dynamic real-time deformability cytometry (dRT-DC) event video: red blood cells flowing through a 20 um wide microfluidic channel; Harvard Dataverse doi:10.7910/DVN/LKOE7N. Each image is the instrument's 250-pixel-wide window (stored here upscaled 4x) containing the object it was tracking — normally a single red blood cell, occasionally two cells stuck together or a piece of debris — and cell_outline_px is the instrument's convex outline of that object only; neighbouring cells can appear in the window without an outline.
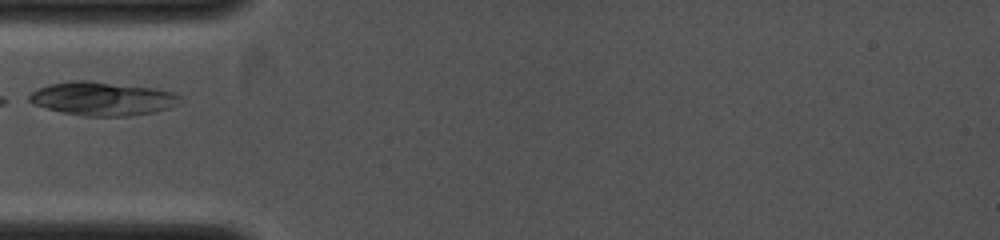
{"species": "common noctule bat (a hibernating species)", "species_latin": "Nyctalus noctula", "temperature_condition": "cold", "stored_images_in_passage": 13, "camera_frame_rate_fps": 4000, "um_per_image_px": 0.085, "animal": {"sex": "female", "body_mass_g": 19.0, "forearm_length_mm": 53.3}, "frame": {"image": 1, "passage_image": 1, "time_ms": 0.0, "image_size_px": [1000, 240], "cell_outline_px": [[180, 104], [156, 112], [132, 116], [84, 116], [60, 112], [32, 104], [24, 100], [32, 92], [48, 84], [72, 80], [84, 80], [156, 88], [172, 92], [180, 96]], "centroid_in_image_um": [8.68, 8.39], "position_along_channel_um": 76.3, "area_um2": 29.82}}
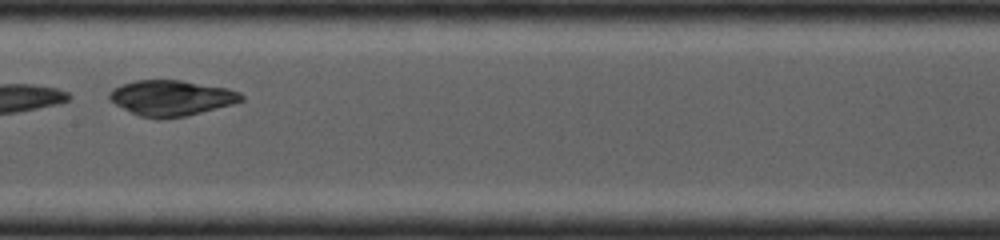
{"frame": {"image": 2, "passage_image": 6, "time_ms": 2.25, "image_size_px": [1000, 240], "cell_outline_px": [[244, 100], [232, 104], [184, 116], [160, 120], [156, 120], [140, 116], [108, 100], [108, 92], [112, 88], [136, 80], [180, 80], [228, 88], [240, 92], [244, 96]], "centroid_in_image_um": [14.55, 8.33], "position_along_channel_um": 192.9, "area_um2": 27.28}}